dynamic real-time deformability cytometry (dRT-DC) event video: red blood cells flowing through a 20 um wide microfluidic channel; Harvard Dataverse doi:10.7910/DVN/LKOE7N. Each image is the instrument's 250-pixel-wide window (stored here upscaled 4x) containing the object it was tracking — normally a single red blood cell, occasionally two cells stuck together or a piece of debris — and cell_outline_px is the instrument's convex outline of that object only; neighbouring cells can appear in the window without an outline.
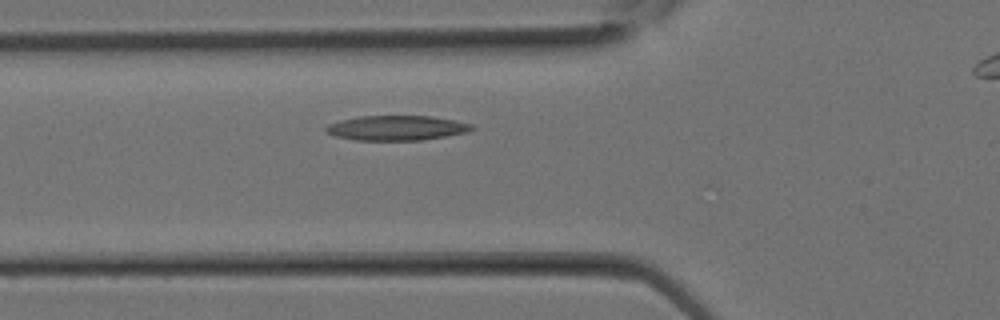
{"species": "Egyptian fruit bat (a non-hibernating species)", "species_latin": "Rousettus aegyptiacus", "temperature_condition": "room temperature", "stored_images_in_passage": 5, "camera_frame_rate_fps": 3000, "um_per_image_px": 0.085, "animal": {"sex": "female"}, "frame": {"image": 1, "passage_image": 3, "time_ms": 0.667, "image_size_px": [1000, 320], "cell_outline_px": [[476, 128], [468, 132], [420, 140], [356, 140], [336, 136], [328, 132], [324, 128], [328, 124], [340, 120], [360, 116], [432, 116], [456, 120], [472, 124]], "centroid_in_image_um": [33.74, 10.87], "position_along_channel_um": 92.1, "area_um2": 21.04}}
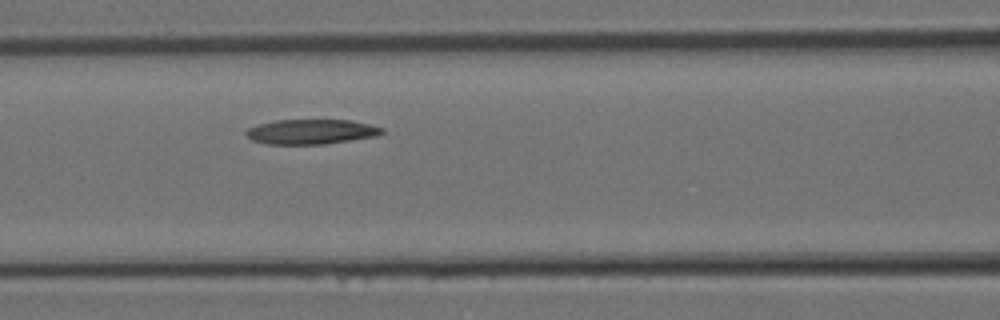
{"frame": {"image": 2, "passage_image": 5, "time_ms": 1.333, "image_size_px": [1000, 320], "cell_outline_px": [[384, 132], [376, 136], [324, 144], [268, 144], [252, 140], [244, 132], [248, 128], [260, 124], [276, 120], [352, 120], [384, 128]], "centroid_in_image_um": [26.46, 11.19], "position_along_channel_um": 140.1, "area_um2": 19.54}}